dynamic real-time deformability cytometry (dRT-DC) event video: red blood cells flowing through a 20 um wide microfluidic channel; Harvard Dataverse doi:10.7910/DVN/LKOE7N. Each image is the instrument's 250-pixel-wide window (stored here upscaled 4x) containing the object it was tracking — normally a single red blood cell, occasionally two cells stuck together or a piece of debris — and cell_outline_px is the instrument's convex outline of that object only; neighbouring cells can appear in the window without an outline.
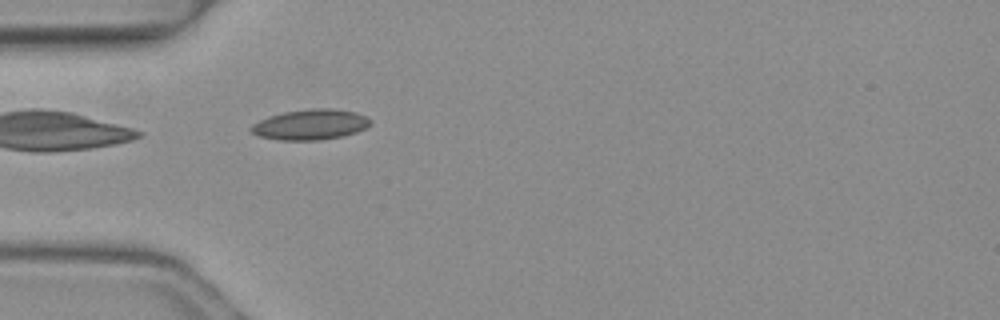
{"species": "common noctule bat (a hibernating species)", "species_latin": "Nyctalus noctula", "temperature_condition": "warm", "stored_images_in_passage": 4, "camera_frame_rate_fps": 3000, "um_per_image_px": 0.085, "animal": {"sex": "female", "body_mass_g": 19.3, "forearm_length_mm": 54.1}, "frame": {"image": 1, "passage_image": 4, "time_ms": 1.0, "image_size_px": [1000, 320], "cell_outline_px": [[372, 124], [356, 132], [344, 136], [320, 140], [280, 140], [260, 136], [252, 132], [248, 128], [252, 124], [268, 116], [284, 112], [308, 108], [332, 108], [356, 112], [368, 116], [372, 120]], "centroid_in_image_um": [26.42, 10.58], "position_along_channel_um": 58.6, "area_um2": 21.39}}